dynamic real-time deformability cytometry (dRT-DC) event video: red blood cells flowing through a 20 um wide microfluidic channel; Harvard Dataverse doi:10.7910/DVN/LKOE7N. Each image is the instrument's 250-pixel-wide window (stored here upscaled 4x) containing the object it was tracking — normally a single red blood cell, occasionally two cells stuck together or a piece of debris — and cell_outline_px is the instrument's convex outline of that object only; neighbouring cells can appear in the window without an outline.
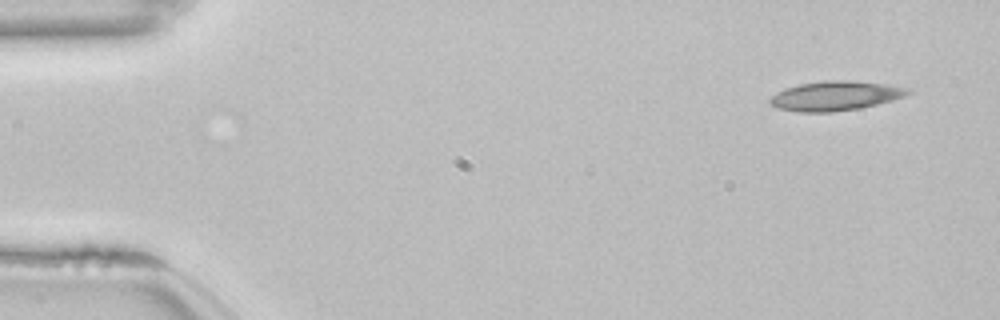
{"species": "common noctule bat (a hibernating species)", "species_latin": "Nyctalus noctula", "temperature_condition": "room temperature", "stored_images_in_passage": 50, "camera_frame_rate_fps": 3000, "um_per_image_px": 0.085, "animal": {"sex": "female", "body_mass_g": 22.7, "forearm_length_mm": 54.2}, "frame": {"image": 1, "passage_image": 1, "time_ms": 0.0, "image_size_px": [1000, 320], "cell_outline_px": [[912, 92], [904, 96], [892, 100], [860, 108], [832, 112], [796, 112], [776, 108], [768, 104], [768, 100], [776, 92], [800, 84], [824, 80], [848, 80], [884, 84], [908, 88]], "centroid_in_image_um": [70.95, 8.15], "position_along_channel_um": 14.0, "area_um2": 23.64}}
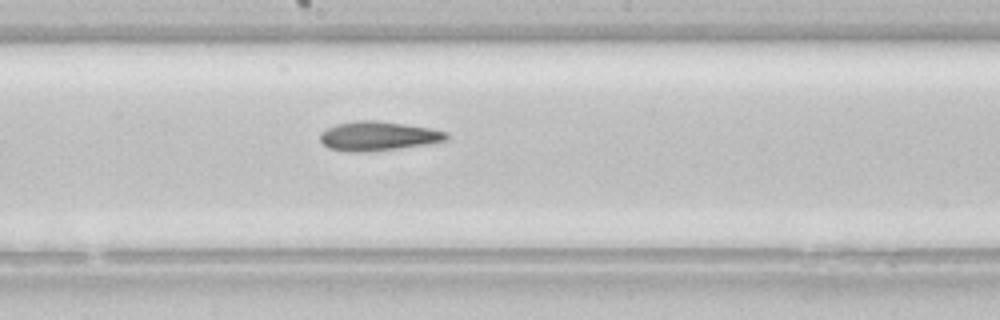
{"frame": {"image": 2, "passage_image": 26, "time_ms": 8.333, "image_size_px": [1000, 320], "cell_outline_px": [[448, 140], [428, 144], [400, 148], [364, 152], [348, 152], [328, 148], [320, 140], [320, 132], [336, 124], [356, 120], [376, 120], [428, 128], [448, 132]], "centroid_in_image_um": [32.12, 11.57], "position_along_channel_um": 216.1, "area_um2": 21.5}}
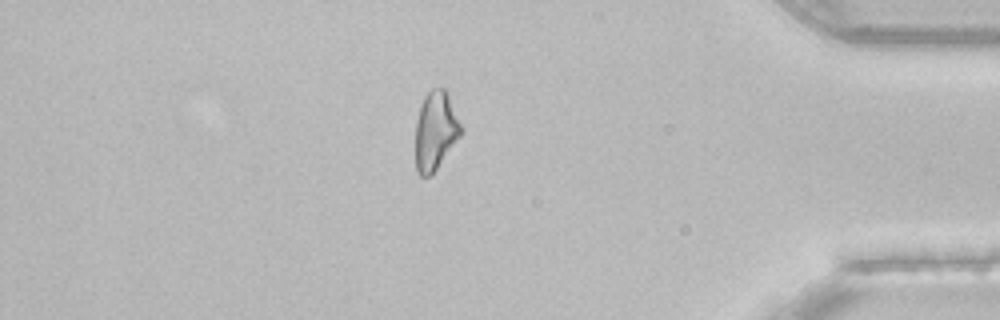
{"frame": {"image": 3, "passage_image": 43, "time_ms": 14.0, "image_size_px": [1000, 320], "cell_outline_px": [[460, 136], [436, 168], [428, 176], [420, 176], [416, 168], [416, 120], [424, 96], [432, 88], [444, 88], [448, 96], [460, 124]], "centroid_in_image_um": [36.98, 11.1], "position_along_channel_um": 398.2, "area_um2": 20.06}}